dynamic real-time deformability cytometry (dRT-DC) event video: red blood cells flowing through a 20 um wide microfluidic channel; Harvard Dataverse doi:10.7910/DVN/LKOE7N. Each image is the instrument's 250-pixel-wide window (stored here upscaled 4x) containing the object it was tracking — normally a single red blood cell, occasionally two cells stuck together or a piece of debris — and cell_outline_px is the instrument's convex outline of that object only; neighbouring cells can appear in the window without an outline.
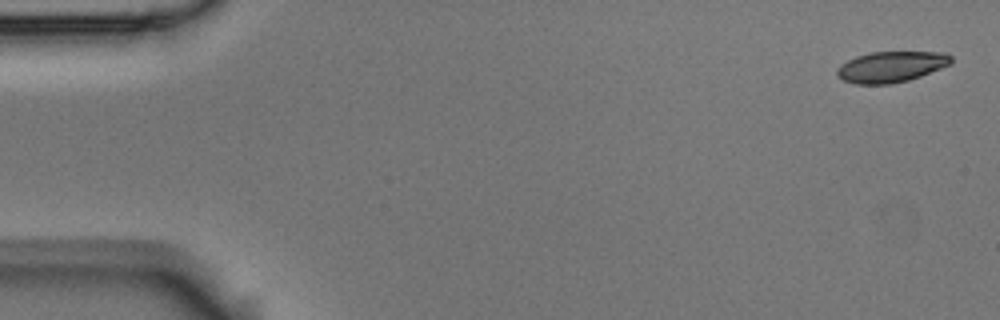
{"species": "Egyptian fruit bat (a non-hibernating species)", "species_latin": "Rousettus aegyptiacus", "temperature_condition": "room temperature", "stored_images_in_passage": 5, "camera_frame_rate_fps": 3000, "um_per_image_px": 0.085, "animal": {"sex": "male"}, "frame": {"image": 1, "passage_image": 1, "time_ms": 0.0, "image_size_px": [1000, 320], "cell_outline_px": [[952, 64], [920, 76], [908, 80], [892, 84], [856, 84], [844, 80], [836, 76], [836, 68], [840, 64], [856, 56], [872, 52], [944, 52], [952, 56]], "centroid_in_image_um": [75.74, 5.68], "position_along_channel_um": 9.3, "area_um2": 20.63}}
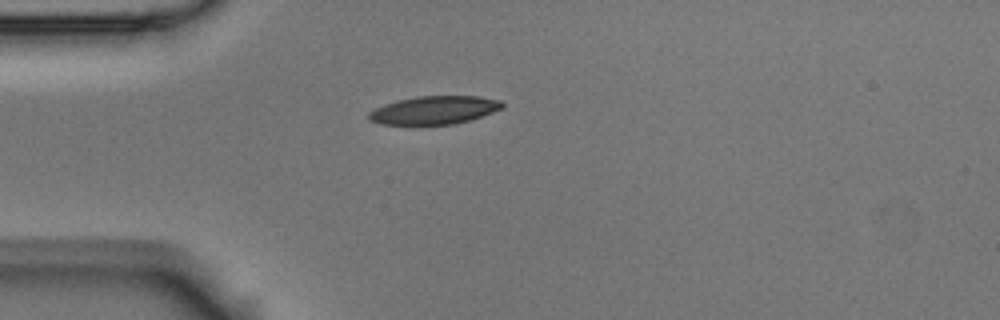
{"frame": {"image": 2, "passage_image": 4, "time_ms": 1.0, "image_size_px": [1000, 320], "cell_outline_px": [[504, 108], [468, 120], [452, 124], [380, 124], [368, 120], [368, 112], [384, 104], [396, 100], [416, 96], [480, 96], [500, 100], [504, 104]], "centroid_in_image_um": [36.89, 9.34], "position_along_channel_um": 48.1, "area_um2": 21.85}}